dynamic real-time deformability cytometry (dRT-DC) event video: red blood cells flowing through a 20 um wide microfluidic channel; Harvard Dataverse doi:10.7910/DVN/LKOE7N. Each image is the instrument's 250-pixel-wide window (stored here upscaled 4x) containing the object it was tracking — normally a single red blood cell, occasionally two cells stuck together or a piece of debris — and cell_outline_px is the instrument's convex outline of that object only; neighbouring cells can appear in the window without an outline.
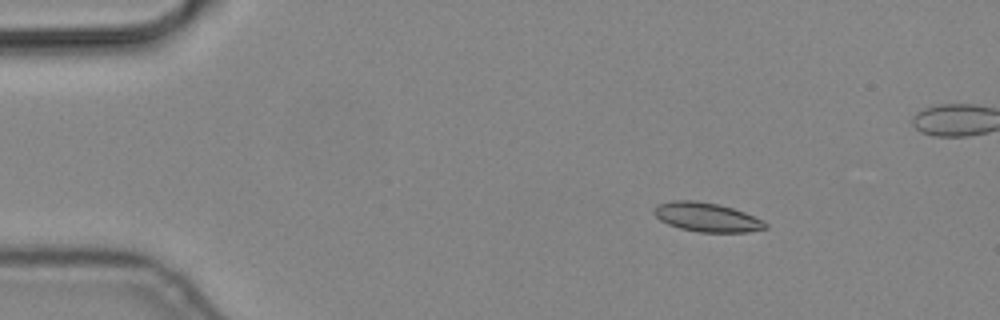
{"species": "common noctule bat (a hibernating species)", "species_latin": "Nyctalus noctula", "temperature_condition": "cold", "stored_images_in_passage": 6, "camera_frame_rate_fps": 3000, "um_per_image_px": 0.085, "animal": {"sex": "male", "body_mass_g": 19.2, "forearm_length_mm": 51.8}, "frame": {"image": 1, "passage_image": 3, "time_ms": 0.667, "image_size_px": [1000, 320], "cell_outline_px": [[768, 228], [748, 232], [700, 232], [680, 228], [668, 224], [660, 220], [652, 212], [652, 208], [656, 204], [672, 200], [692, 200], [716, 204], [732, 208], [744, 212], [764, 220], [768, 224]], "centroid_in_image_um": [60.06, 18.46], "position_along_channel_um": 24.9, "area_um2": 18.96}}